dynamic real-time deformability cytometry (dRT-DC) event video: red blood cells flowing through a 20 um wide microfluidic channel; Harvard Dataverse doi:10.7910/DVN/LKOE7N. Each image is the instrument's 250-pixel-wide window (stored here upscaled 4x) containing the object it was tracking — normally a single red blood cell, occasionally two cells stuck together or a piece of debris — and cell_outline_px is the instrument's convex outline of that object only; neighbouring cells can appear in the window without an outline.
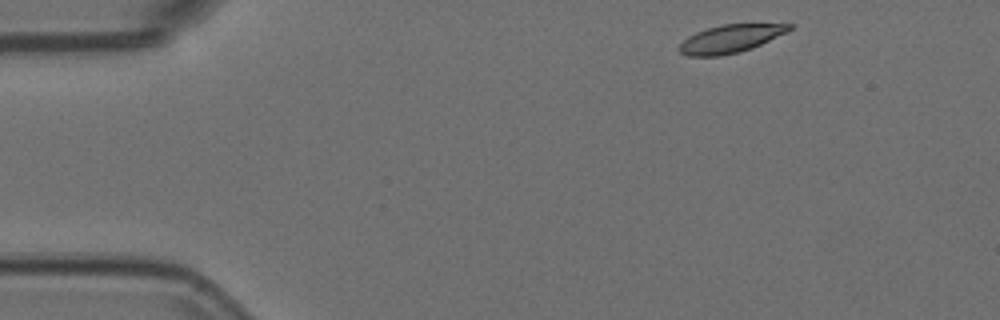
{"species": "Egyptian fruit bat (a non-hibernating species)", "species_latin": "Rousettus aegyptiacus", "temperature_condition": "room temperature", "stored_images_in_passage": 7, "camera_frame_rate_fps": 3000, "um_per_image_px": 0.085, "animal": {"sex": "female"}, "frame": {"image": 1, "passage_image": 1, "time_ms": 0.0, "image_size_px": [1000, 320], "cell_outline_px": [[796, 24], [788, 32], [752, 48], [740, 52], [720, 56], [688, 56], [680, 52], [676, 48], [688, 36], [696, 32], [720, 24]], "centroid_in_image_um": [62.09, 3.29], "position_along_channel_um": 22.9, "area_um2": 18.03}}
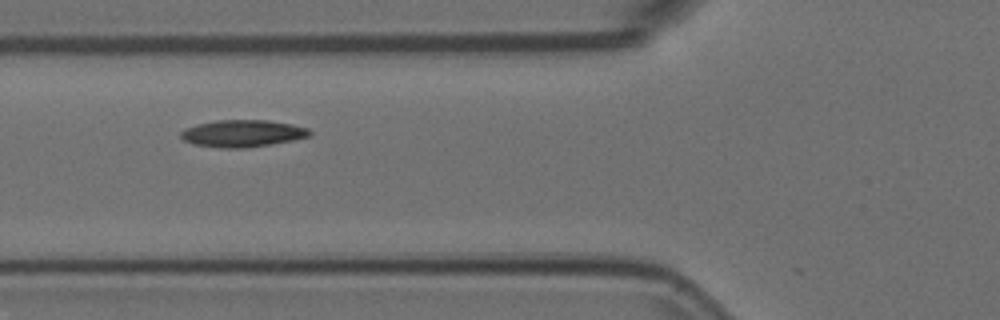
{"frame": {"image": 2, "passage_image": 5, "time_ms": 1.333, "image_size_px": [1000, 320], "cell_outline_px": [[312, 132], [308, 136], [292, 140], [244, 148], [220, 148], [192, 144], [184, 140], [180, 136], [180, 132], [184, 128], [196, 124], [216, 120], [268, 120], [292, 124], [308, 128]], "centroid_in_image_um": [20.56, 11.33], "position_along_channel_um": 105.2, "area_um2": 20.29}}
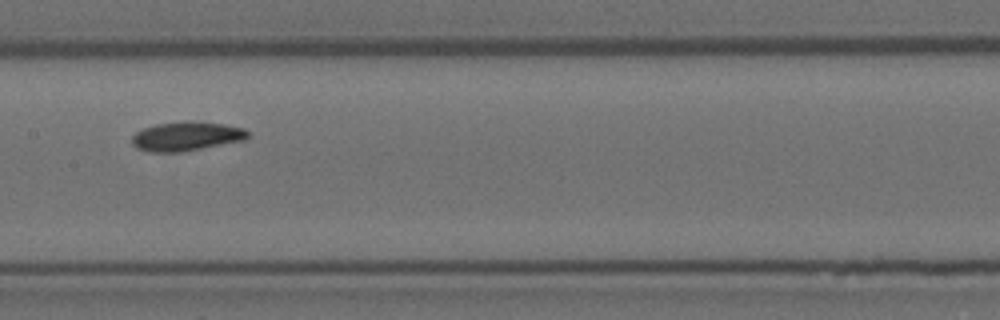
{"frame": {"image": 3, "passage_image": 7, "time_ms": 2.0, "image_size_px": [1000, 320], "cell_outline_px": [[248, 136], [244, 140], [180, 152], [152, 152], [136, 148], [132, 144], [132, 136], [136, 132], [144, 128], [156, 124], [184, 120], [188, 120], [224, 124], [244, 128], [248, 132]], "centroid_in_image_um": [15.82, 11.57], "position_along_channel_um": 191.6, "area_um2": 19.65}}